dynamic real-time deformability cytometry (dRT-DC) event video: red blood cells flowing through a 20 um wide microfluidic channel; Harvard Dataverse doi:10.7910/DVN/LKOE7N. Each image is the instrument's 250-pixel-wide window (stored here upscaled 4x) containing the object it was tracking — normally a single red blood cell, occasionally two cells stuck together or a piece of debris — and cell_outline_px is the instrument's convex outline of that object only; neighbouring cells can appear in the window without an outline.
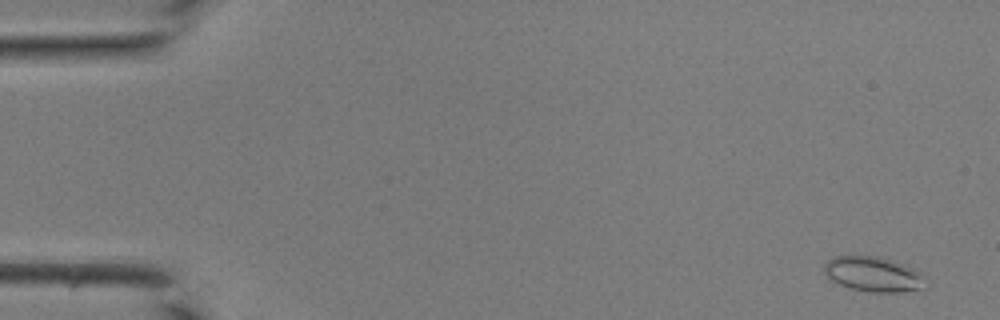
{"species": "common noctule bat (a hibernating species)", "species_latin": "Nyctalus noctula", "temperature_condition": "room temperature", "stored_images_in_passage": 45, "camera_frame_rate_fps": 3000, "um_per_image_px": 0.085, "animal": {"sex": "male", "body_mass_g": 19.0, "forearm_length_mm": 50.8}, "frame": {"image": 1, "passage_image": 3, "time_ms": 0.667, "image_size_px": [1000, 320], "cell_outline_px": [[924, 276], [920, 288], [900, 292], [868, 292], [848, 288], [832, 280], [824, 272], [824, 264], [832, 256], [880, 256], [912, 268], [920, 272]], "centroid_in_image_um": [74.16, 23.3], "position_along_channel_um": 10.8, "area_um2": 20.35}}
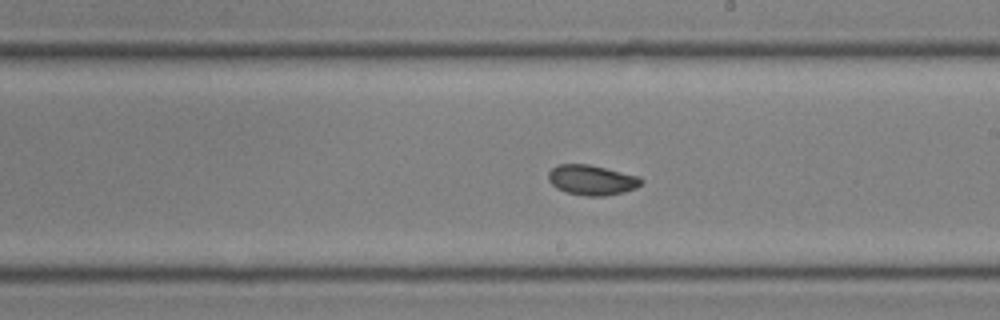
{"frame": {"image": 2, "passage_image": 26, "time_ms": 8.333, "image_size_px": [1000, 320], "cell_outline_px": [[644, 180], [636, 188], [624, 192], [604, 196], [588, 196], [564, 192], [556, 188], [548, 180], [548, 172], [552, 168], [560, 164], [588, 164], [640, 176]], "centroid_in_image_um": [50.3, 15.3], "position_along_channel_um": 238.7, "area_um2": 16.36}}
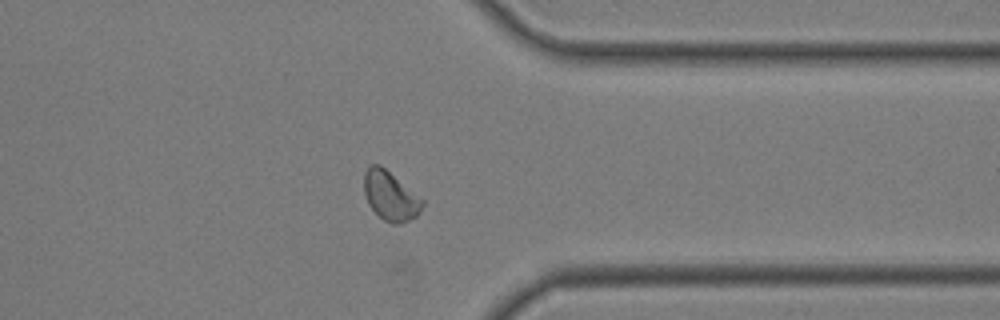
{"frame": {"image": 3, "passage_image": 35, "time_ms": 11.333, "image_size_px": [1000, 320], "cell_outline_px": [[424, 204], [420, 212], [416, 216], [400, 224], [392, 224], [384, 220], [368, 204], [364, 192], [364, 172], [372, 164], [380, 164], [424, 200]], "centroid_in_image_um": [33.18, 16.65], "position_along_channel_um": 378.2, "area_um2": 16.59}}